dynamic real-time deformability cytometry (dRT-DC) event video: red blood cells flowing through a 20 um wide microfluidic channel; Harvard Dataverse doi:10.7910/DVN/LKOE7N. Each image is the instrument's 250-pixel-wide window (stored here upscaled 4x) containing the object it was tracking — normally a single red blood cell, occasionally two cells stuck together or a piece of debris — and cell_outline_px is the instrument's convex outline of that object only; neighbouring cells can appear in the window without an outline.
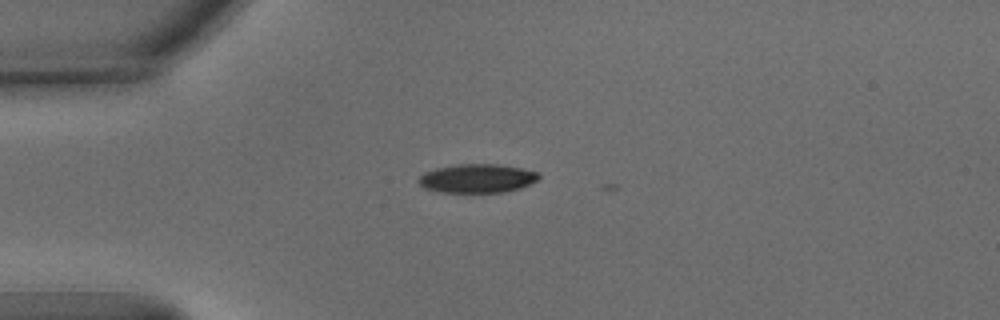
{"species": "common noctule bat (a hibernating species)", "species_latin": "Nyctalus noctula", "temperature_condition": "warm", "stored_images_in_passage": 2, "camera_frame_rate_fps": 3000, "um_per_image_px": 0.085, "animal": {"sex": "male", "body_mass_g": 15.6}, "frame": {"image": 1, "passage_image": 1, "time_ms": 0.0, "image_size_px": [1000, 320], "cell_outline_px": [[540, 176], [536, 180], [520, 188], [504, 192], [440, 192], [424, 188], [416, 180], [424, 172], [436, 168], [460, 164], [500, 164], [540, 172]], "centroid_in_image_um": [40.54, 15.16], "position_along_channel_um": 44.5, "area_um2": 20.11}}